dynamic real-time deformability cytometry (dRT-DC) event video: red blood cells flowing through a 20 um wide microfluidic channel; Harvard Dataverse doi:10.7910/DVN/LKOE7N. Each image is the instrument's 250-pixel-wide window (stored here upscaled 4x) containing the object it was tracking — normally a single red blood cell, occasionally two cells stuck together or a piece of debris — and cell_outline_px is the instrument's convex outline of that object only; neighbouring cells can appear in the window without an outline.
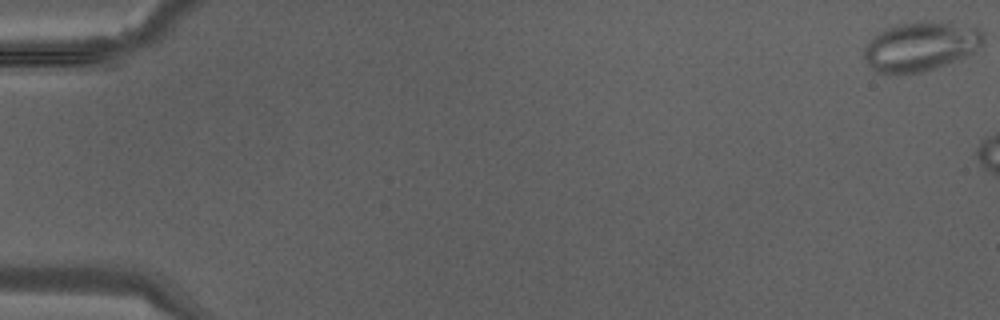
{"species": "Egyptian fruit bat (a non-hibernating species)", "species_latin": "Rousettus aegyptiacus", "temperature_condition": "warm", "stored_images_in_passage": 5, "camera_frame_rate_fps": 3000, "um_per_image_px": 0.085, "animal": {"sex": "male"}, "frame": {"image": 1, "passage_image": 1, "time_ms": 0.0, "image_size_px": [1000, 320], "cell_outline_px": [[984, 44], [976, 52], [944, 64], [920, 72], [896, 76], [888, 76], [876, 72], [868, 64], [864, 56], [864, 48], [872, 36], [888, 28], [900, 24], [916, 20], [952, 24], [980, 28], [984, 32]], "centroid_in_image_um": [78.24, 3.97], "position_along_channel_um": 6.8, "area_um2": 34.51}}